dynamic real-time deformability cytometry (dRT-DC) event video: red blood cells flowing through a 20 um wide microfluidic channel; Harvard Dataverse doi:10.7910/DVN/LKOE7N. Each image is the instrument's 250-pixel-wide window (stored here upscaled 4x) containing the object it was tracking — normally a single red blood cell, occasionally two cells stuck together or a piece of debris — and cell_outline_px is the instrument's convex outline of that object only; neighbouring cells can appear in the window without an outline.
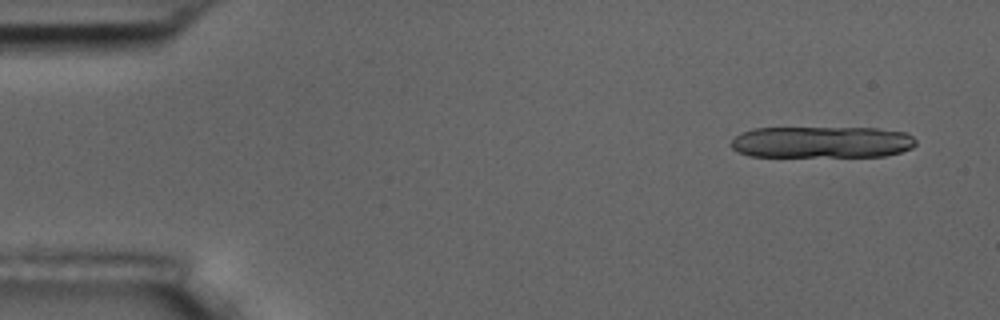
{"species": "common noctule bat (a hibernating species)", "species_latin": "Nyctalus noctula", "temperature_condition": "room temperature", "stored_images_in_passage": 5, "camera_frame_rate_fps": 3000, "um_per_image_px": 0.085, "animal": {"sex": "male", "body_mass_g": 17.5, "forearm_length_mm": 52.3}, "frame": {"image": 1, "passage_image": 1, "time_ms": 0.0, "image_size_px": [1000, 320], "cell_outline_px": [[916, 144], [912, 148], [900, 152], [884, 156], [748, 156], [736, 152], [732, 148], [732, 140], [740, 132], [752, 128], [876, 128], [904, 132], [912, 136], [916, 140]], "centroid_in_image_um": [69.83, 12.08], "position_along_channel_um": 15.2, "area_um2": 34.16}}
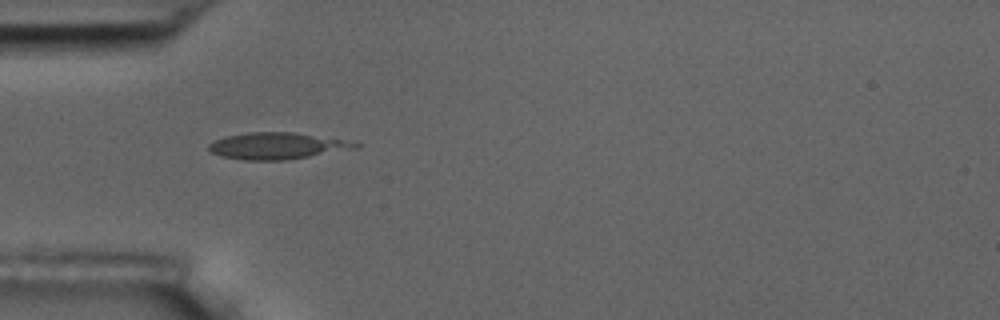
{"frame": {"image": 2, "passage_image": 5, "time_ms": 4.667, "image_size_px": [1000, 320], "cell_outline_px": [[364, 144], [360, 148], [284, 160], [244, 160], [220, 156], [212, 152], [208, 148], [208, 144], [224, 136], [248, 132], [292, 132]], "centroid_in_image_um": [23.52, 12.4], "position_along_channel_um": 61.5, "area_um2": 22.48}}